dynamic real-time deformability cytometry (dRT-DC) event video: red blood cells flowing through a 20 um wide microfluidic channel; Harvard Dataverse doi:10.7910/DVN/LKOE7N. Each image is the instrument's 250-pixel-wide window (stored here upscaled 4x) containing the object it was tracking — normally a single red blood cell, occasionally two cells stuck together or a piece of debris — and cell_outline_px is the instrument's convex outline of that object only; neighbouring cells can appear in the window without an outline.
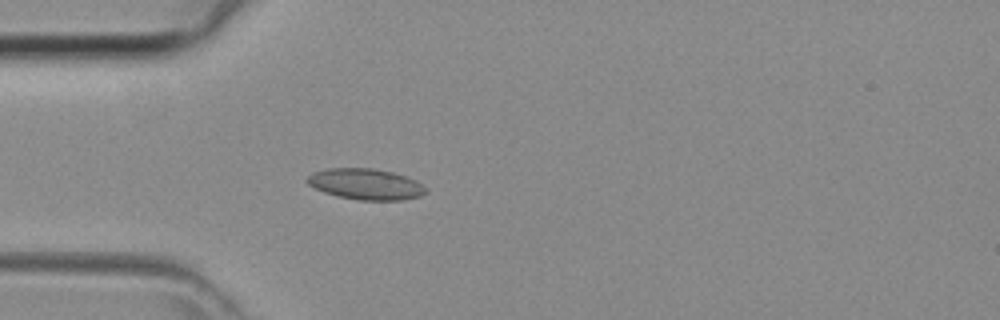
{"species": "common noctule bat (a hibernating species)", "species_latin": "Nyctalus noctula", "temperature_condition": "room temperature", "stored_images_in_passage": 38, "camera_frame_rate_fps": 3000, "um_per_image_px": 0.085, "animal": {"sex": "female", "body_mass_g": 29.2, "forearm_length_mm": 56.3}, "frame": {"image": 1, "passage_image": 7, "time_ms": 2.0, "image_size_px": [1000, 320], "cell_outline_px": [[428, 192], [420, 196], [400, 200], [356, 200], [336, 196], [324, 192], [308, 184], [304, 180], [312, 172], [328, 168], [372, 168], [392, 172], [416, 180]], "centroid_in_image_um": [31.04, 15.65], "position_along_channel_um": 54.0, "area_um2": 21.39}}
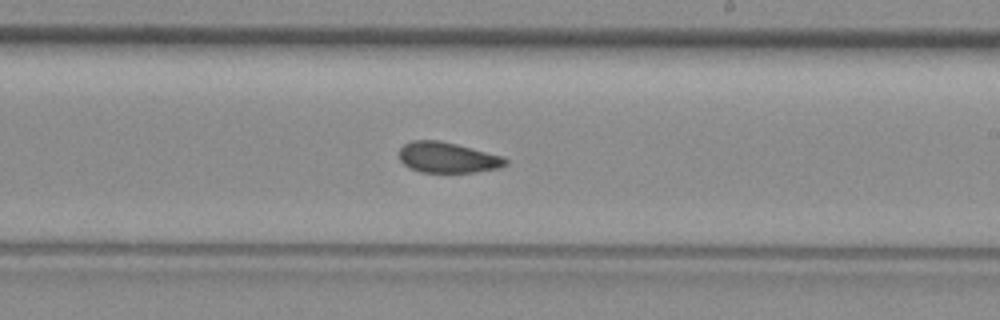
{"frame": {"image": 2, "passage_image": 20, "time_ms": 6.333, "image_size_px": [1000, 320], "cell_outline_px": [[508, 164], [500, 168], [476, 172], [420, 172], [408, 168], [400, 160], [400, 148], [404, 144], [412, 140], [440, 140], [456, 144], [500, 156], [508, 160]], "centroid_in_image_um": [38.02, 13.4], "position_along_channel_um": 251.0, "area_um2": 18.9}}
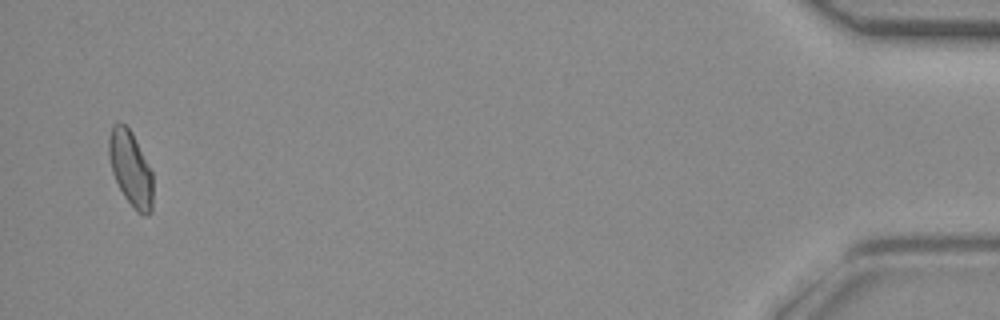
{"frame": {"image": 3, "passage_image": 37, "time_ms": 12.0, "image_size_px": [1000, 320], "cell_outline_px": [[152, 212], [148, 216], [144, 216], [136, 212], [132, 208], [124, 196], [112, 172], [108, 156], [108, 140], [112, 124], [124, 124], [132, 132], [152, 172]], "centroid_in_image_um": [11.1, 14.37], "position_along_channel_um": 424.1, "area_um2": 19.31}}